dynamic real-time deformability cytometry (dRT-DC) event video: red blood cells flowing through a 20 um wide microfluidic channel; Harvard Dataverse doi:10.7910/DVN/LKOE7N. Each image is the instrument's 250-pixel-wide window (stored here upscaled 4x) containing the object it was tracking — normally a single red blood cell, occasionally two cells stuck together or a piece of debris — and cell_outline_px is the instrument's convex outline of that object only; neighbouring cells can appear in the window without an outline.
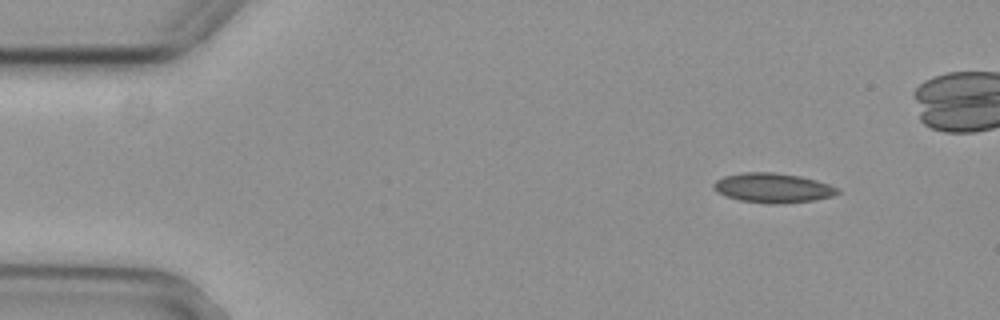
{"species": "common noctule bat (a hibernating species)", "species_latin": "Nyctalus noctula", "temperature_condition": "cold", "stored_images_in_passage": 7, "camera_frame_rate_fps": 3000, "um_per_image_px": 0.085, "animal": {"sex": "female", "body_mass_g": 29.2, "forearm_length_mm": 56.3}, "frame": {"image": 1, "passage_image": 1, "time_ms": 0.0, "image_size_px": [1000, 320], "cell_outline_px": [[840, 192], [832, 196], [812, 200], [776, 204], [768, 204], [740, 200], [728, 196], [712, 188], [712, 184], [716, 180], [724, 176], [744, 172], [772, 172], [800, 176], [816, 180], [840, 188]], "centroid_in_image_um": [65.7, 15.96], "position_along_channel_um": 19.3, "area_um2": 21.21}}
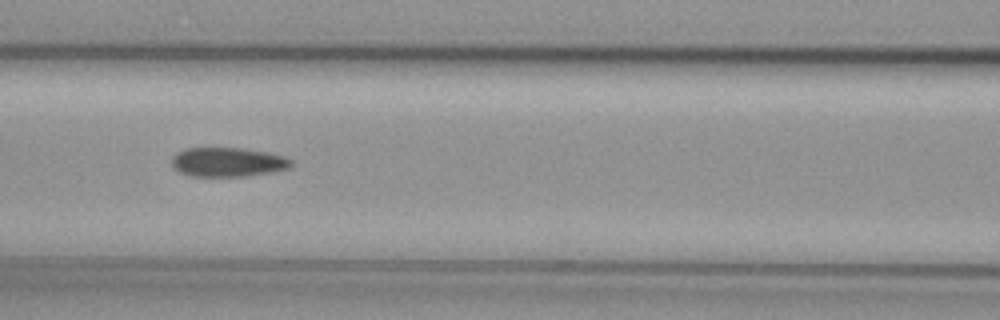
{"frame": {"image": 2, "passage_image": 5, "time_ms": 1.333, "image_size_px": [1000, 320], "cell_outline_px": [[296, 164], [292, 168], [272, 172], [248, 176], [188, 176], [180, 172], [172, 164], [172, 156], [176, 152], [184, 148], [244, 148], [268, 152], [284, 156], [292, 160]], "centroid_in_image_um": [19.42, 13.77], "position_along_channel_um": 147.2, "area_um2": 20.69}}
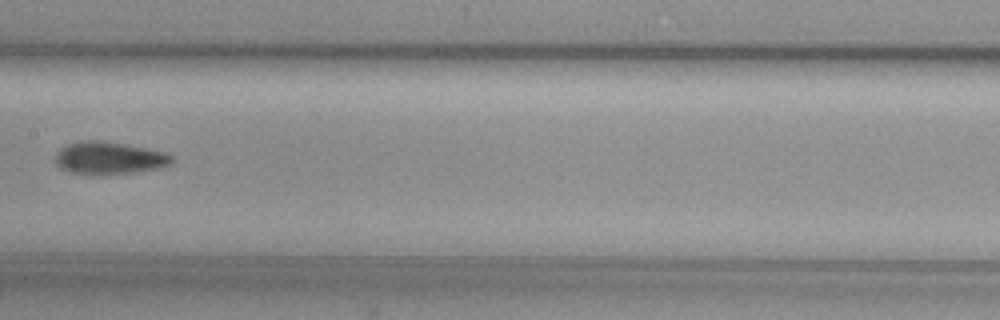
{"frame": {"image": 3, "passage_image": 6, "time_ms": 1.667, "image_size_px": [1000, 320], "cell_outline_px": [[176, 160], [172, 164], [156, 168], [136, 172], [72, 172], [60, 168], [56, 164], [56, 152], [60, 148], [68, 144], [80, 140], [104, 140], [148, 148], [168, 152]], "centroid_in_image_um": [9.33, 13.37], "position_along_channel_um": 198.1, "area_um2": 21.68}}